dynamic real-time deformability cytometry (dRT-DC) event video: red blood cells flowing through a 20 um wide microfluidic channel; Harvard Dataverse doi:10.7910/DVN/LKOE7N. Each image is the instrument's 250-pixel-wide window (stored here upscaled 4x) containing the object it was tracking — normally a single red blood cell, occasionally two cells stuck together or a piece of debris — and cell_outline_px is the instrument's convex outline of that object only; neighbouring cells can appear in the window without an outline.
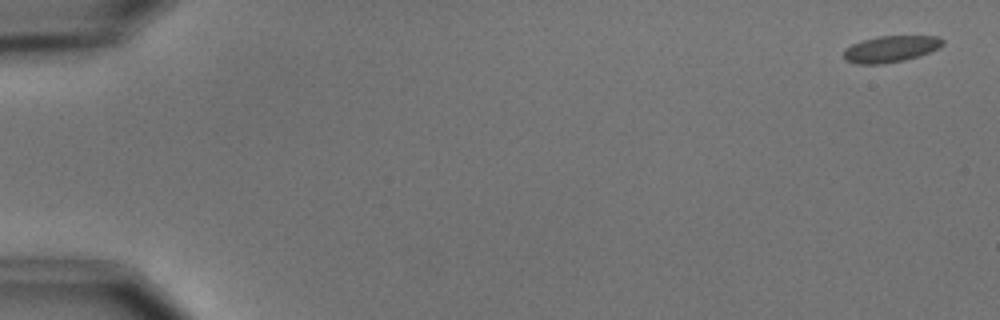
{"species": "common noctule bat (a hibernating species)", "species_latin": "Nyctalus noctula", "temperature_condition": "cold", "stored_images_in_passage": 10, "camera_frame_rate_fps": 3000, "um_per_image_px": 0.085, "animal": {"sex": "male", "body_mass_g": 15.6}, "frame": {"image": 1, "passage_image": 1, "time_ms": 0.0, "image_size_px": [1000, 320], "cell_outline_px": [[944, 44], [940, 48], [920, 56], [904, 60], [880, 64], [856, 64], [844, 60], [844, 48], [852, 44], [864, 40], [880, 36], [940, 36], [944, 40]], "centroid_in_image_um": [75.73, 4.16], "position_along_channel_um": 9.3, "area_um2": 15.37}}
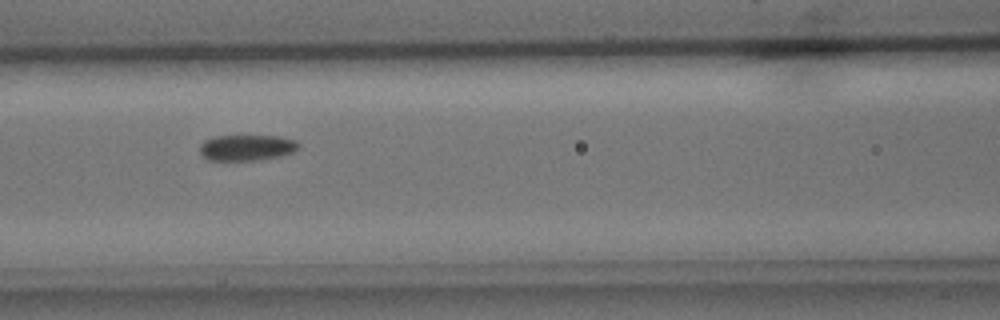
{"frame": {"image": 2, "passage_image": 7, "time_ms": 7.667, "image_size_px": [1000, 320], "cell_outline_px": [[300, 148], [292, 152], [280, 156], [256, 160], [208, 160], [200, 152], [200, 144], [204, 140], [216, 136], [276, 136], [296, 140], [300, 144]], "centroid_in_image_um": [20.98, 12.54], "position_along_channel_um": 145.6, "area_um2": 14.85}}
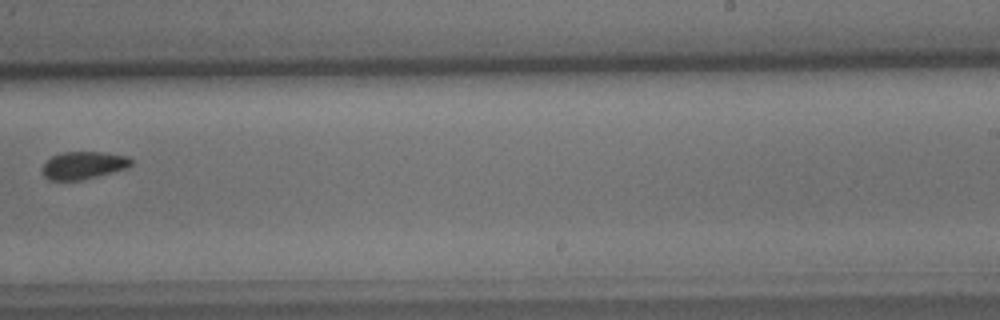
{"frame": {"image": 3, "passage_image": 10, "time_ms": 11.333, "image_size_px": [1000, 320], "cell_outline_px": [[132, 164], [128, 168], [80, 180], [48, 180], [44, 176], [44, 164], [52, 156], [64, 152], [104, 152], [128, 156], [132, 160]], "centroid_in_image_um": [7.13, 14.04], "position_along_channel_um": 281.9, "area_um2": 14.1}}